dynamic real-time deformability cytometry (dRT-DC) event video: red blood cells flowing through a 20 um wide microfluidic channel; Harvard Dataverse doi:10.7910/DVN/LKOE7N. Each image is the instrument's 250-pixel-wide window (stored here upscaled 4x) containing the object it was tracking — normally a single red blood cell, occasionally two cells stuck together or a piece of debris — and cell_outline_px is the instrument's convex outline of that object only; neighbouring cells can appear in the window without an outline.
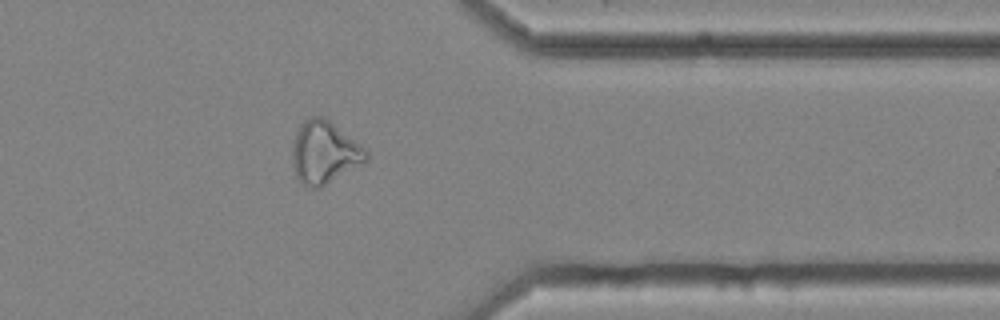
{"species": "common noctule bat (a hibernating species)", "species_latin": "Nyctalus noctula", "temperature_condition": "cold", "stored_images_in_passage": 38, "camera_frame_rate_fps": 3000, "um_per_image_px": 0.085, "animal": {"sex": "female", "body_mass_g": 25.1}, "frame": {"image": 1, "passage_image": 33, "time_ms": 10.667, "image_size_px": [1000, 320], "cell_outline_px": [[368, 156], [364, 160], [320, 188], [312, 188], [300, 184], [296, 176], [292, 164], [292, 148], [296, 132], [304, 120], [308, 116], [324, 116], [368, 148]], "centroid_in_image_um": [27.54, 12.92], "position_along_channel_um": 383.9, "area_um2": 26.88}}